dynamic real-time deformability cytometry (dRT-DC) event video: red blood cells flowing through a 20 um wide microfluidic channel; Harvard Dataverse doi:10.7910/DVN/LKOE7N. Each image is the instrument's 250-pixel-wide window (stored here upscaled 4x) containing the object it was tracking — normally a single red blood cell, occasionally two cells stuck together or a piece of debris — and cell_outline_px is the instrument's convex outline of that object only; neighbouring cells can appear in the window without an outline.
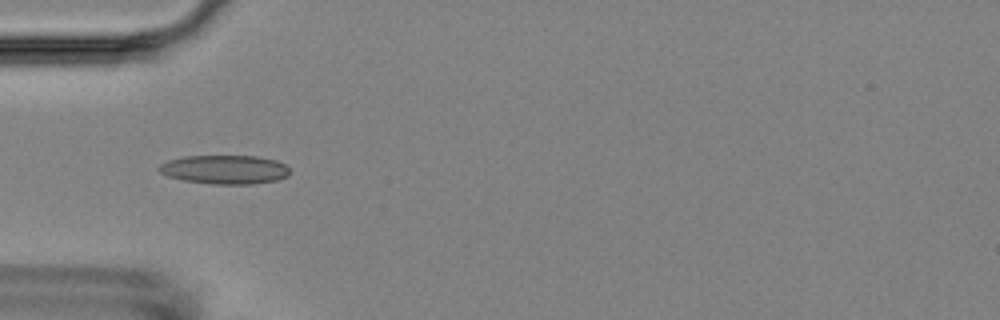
{"species": "Egyptian fruit bat (a non-hibernating species)", "species_latin": "Rousettus aegyptiacus", "temperature_condition": "room temperature", "stored_images_in_passage": 6, "camera_frame_rate_fps": 3000, "um_per_image_px": 0.085, "animal": {"sex": "female"}, "frame": {"image": 1, "passage_image": 5, "time_ms": 5.333, "image_size_px": [1000, 320], "cell_outline_px": [[288, 176], [276, 180], [252, 184], [212, 184], [184, 180], [168, 176], [160, 172], [156, 168], [160, 164], [168, 160], [184, 156], [256, 156], [276, 160], [284, 164], [288, 168]], "centroid_in_image_um": [19.08, 14.41], "position_along_channel_um": 65.9, "area_um2": 21.96}}